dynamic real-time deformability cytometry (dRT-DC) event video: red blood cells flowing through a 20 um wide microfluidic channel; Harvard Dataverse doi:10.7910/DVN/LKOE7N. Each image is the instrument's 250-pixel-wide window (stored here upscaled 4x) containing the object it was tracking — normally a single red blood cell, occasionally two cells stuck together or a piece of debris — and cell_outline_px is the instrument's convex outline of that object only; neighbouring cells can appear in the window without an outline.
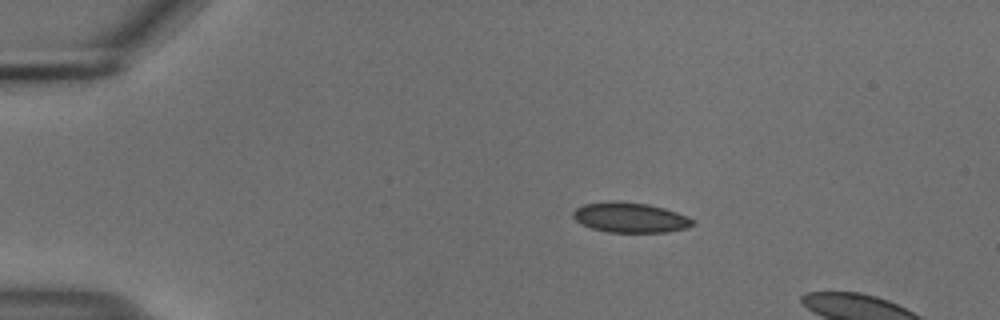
{"species": "common noctule bat (a hibernating species)", "species_latin": "Nyctalus noctula", "temperature_condition": "cold", "stored_images_in_passage": 6, "camera_frame_rate_fps": 3000, "um_per_image_px": 0.085, "animal": {"sex": "male", "body_mass_g": 18.8}, "frame": {"image": 1, "passage_image": 1, "time_ms": 0.0, "image_size_px": [1000, 320], "cell_outline_px": [[696, 224], [688, 228], [668, 232], [608, 232], [592, 228], [580, 224], [572, 216], [572, 212], [576, 208], [584, 204], [612, 200], [616, 200], [648, 204], [664, 208], [688, 216], [696, 220]], "centroid_in_image_um": [53.59, 18.49], "position_along_channel_um": 31.4, "area_um2": 21.27}}